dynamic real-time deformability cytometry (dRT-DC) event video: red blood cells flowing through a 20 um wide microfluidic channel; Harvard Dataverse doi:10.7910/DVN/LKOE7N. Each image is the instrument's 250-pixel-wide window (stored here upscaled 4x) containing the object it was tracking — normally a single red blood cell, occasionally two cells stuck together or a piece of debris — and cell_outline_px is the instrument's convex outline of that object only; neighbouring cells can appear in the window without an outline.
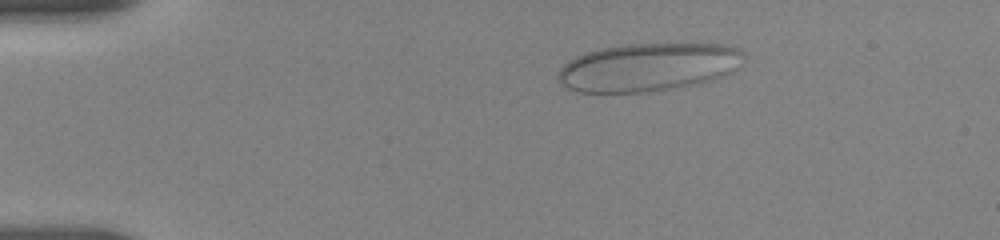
{"species": "human", "species_latin": "Homo sapiens", "temperature_condition": "room temperature", "stored_images_in_passage": 17, "camera_frame_rate_fps": 3000, "um_per_image_px": 0.085, "donor": {"sex": "female"}, "frame": {"image": 1, "passage_image": 1, "time_ms": 0.0, "image_size_px": [1000, 240], "cell_outline_px": [[740, 52], [728, 72], [704, 80], [688, 84], [640, 92], [576, 92], [568, 88], [556, 76], [560, 68], [568, 60], [576, 56], [600, 48], [624, 44], [720, 44], [736, 48]], "centroid_in_image_um": [54.87, 5.69], "position_along_channel_um": 30.1, "area_um2": 50.0}}
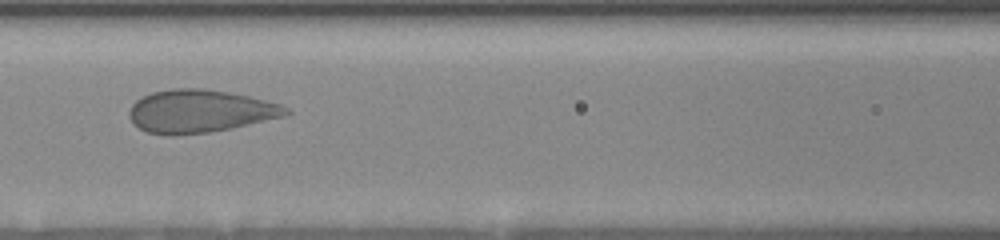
{"frame": {"image": 2, "passage_image": 9, "time_ms": 5.0, "image_size_px": [1000, 240], "cell_outline_px": [[292, 112], [284, 116], [228, 128], [208, 132], [176, 136], [168, 136], [148, 132], [140, 128], [128, 116], [128, 112], [132, 104], [136, 100], [152, 92], [172, 88], [204, 88], [228, 92], [248, 96], [280, 104], [288, 108]], "centroid_in_image_um": [16.96, 9.45], "position_along_channel_um": 149.6, "area_um2": 38.9}}
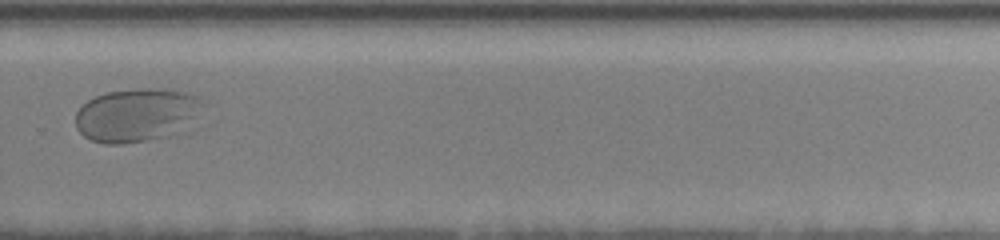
{"frame": {"image": 3, "passage_image": 16, "time_ms": 9.667, "image_size_px": [1000, 240], "cell_outline_px": [[200, 96], [188, 132], [168, 136], [120, 144], [104, 144], [92, 140], [84, 136], [76, 128], [76, 112], [88, 100], [96, 96], [108, 92], [136, 88], [164, 88], [184, 92]], "centroid_in_image_um": [11.58, 9.79], "position_along_channel_um": 318.2, "area_um2": 39.48}}